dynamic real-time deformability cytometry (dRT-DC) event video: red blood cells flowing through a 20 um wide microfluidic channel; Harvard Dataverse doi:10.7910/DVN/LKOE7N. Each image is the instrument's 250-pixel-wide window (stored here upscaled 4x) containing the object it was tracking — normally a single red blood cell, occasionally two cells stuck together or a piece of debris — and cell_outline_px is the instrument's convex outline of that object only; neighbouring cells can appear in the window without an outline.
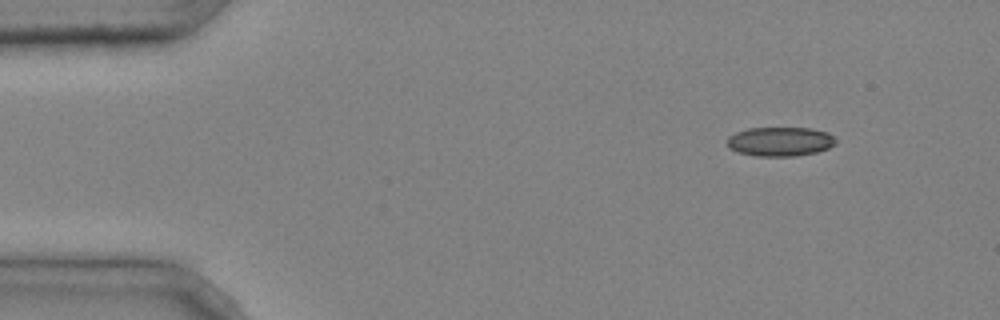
{"species": "common noctule bat (a hibernating species)", "species_latin": "Nyctalus noctula", "temperature_condition": "cold", "stored_images_in_passage": 4, "segment_of_instrument_passage": [1, 2], "camera_frame_rate_fps": 3000, "um_per_image_px": 0.085, "animal": {"sex": "male", "body_mass_g": 20.4}, "frame": {"image": 1, "passage_image": 1, "time_ms": 0.0, "image_size_px": [1000, 320], "cell_outline_px": [[836, 144], [828, 148], [816, 152], [796, 156], [756, 156], [736, 152], [728, 148], [728, 136], [736, 132], [748, 128], [812, 128], [828, 132], [836, 140]], "centroid_in_image_um": [66.3, 12.03], "position_along_channel_um": 18.7, "area_um2": 18.61}}